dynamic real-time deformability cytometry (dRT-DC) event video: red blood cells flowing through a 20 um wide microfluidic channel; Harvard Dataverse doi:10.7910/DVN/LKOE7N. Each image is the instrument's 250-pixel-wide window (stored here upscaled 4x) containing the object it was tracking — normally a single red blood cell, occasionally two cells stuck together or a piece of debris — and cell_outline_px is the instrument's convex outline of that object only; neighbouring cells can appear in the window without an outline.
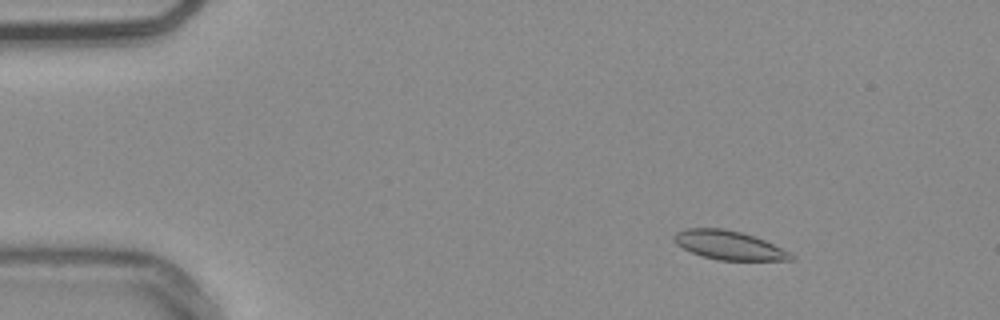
{"species": "common noctule bat (a hibernating species)", "species_latin": "Nyctalus noctula", "temperature_condition": "warm", "stored_images_in_passage": 55, "camera_frame_rate_fps": 3000, "um_per_image_px": 0.085, "animal": {"sex": "male", "body_mass_g": 20.4}, "frame": {"image": 1, "passage_image": 8, "time_ms": 2.333, "image_size_px": [1000, 320], "cell_outline_px": [[796, 260], [716, 260], [692, 252], [676, 244], [672, 240], [672, 236], [676, 232], [688, 228], [724, 228], [740, 232], [764, 240], [796, 256]], "centroid_in_image_um": [61.93, 20.84], "position_along_channel_um": 23.1, "area_um2": 19.48}}
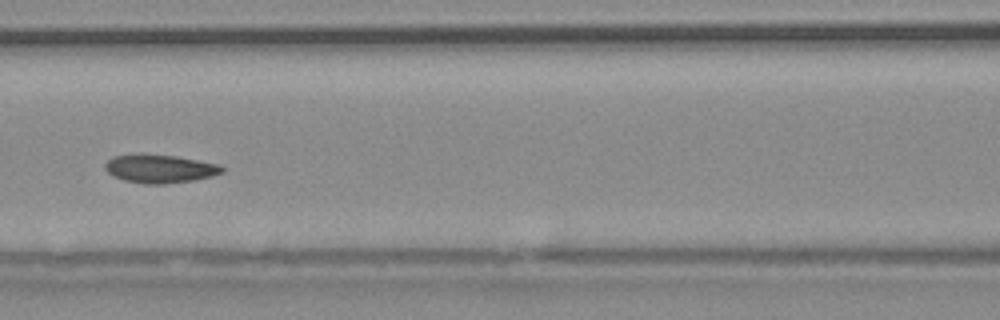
{"frame": {"image": 2, "passage_image": 25, "time_ms": 8.0, "image_size_px": [1000, 320], "cell_outline_px": [[224, 172], [212, 176], [196, 180], [164, 184], [144, 184], [124, 180], [112, 176], [104, 168], [104, 164], [112, 156], [140, 152], [176, 156], [220, 164], [224, 168]], "centroid_in_image_um": [13.56, 14.32], "position_along_channel_um": 153.0, "area_um2": 19.88}}
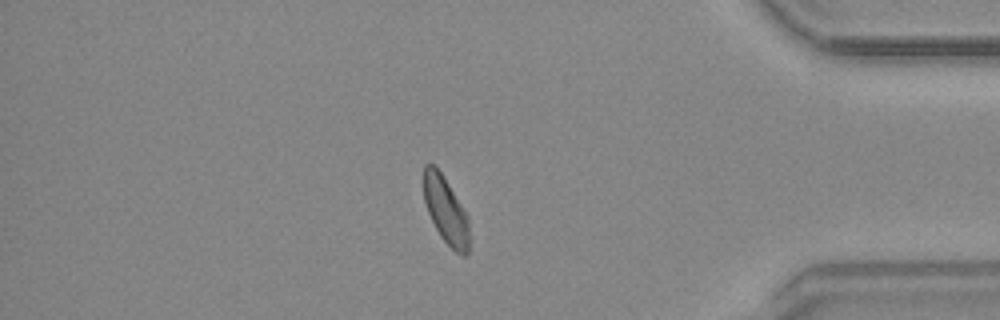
{"frame": {"image": 3, "passage_image": 47, "time_ms": 15.333, "image_size_px": [1000, 320], "cell_outline_px": [[468, 252], [464, 256], [460, 256], [440, 236], [428, 212], [424, 200], [424, 164], [436, 164], [468, 216]], "centroid_in_image_um": [37.88, 17.86], "position_along_channel_um": 397.3, "area_um2": 17.51}, "authors_computed_cell_mechanics": {"area_um2": 19.3052, "velocity_mm_per_s": 3.7575, "shape_relaxation_time_tau1_ms": 7.3528, "shape_relaxation_time_tau2_ms": 2.0591, "deformation_change_tau1": 0.1211, "deformation_change_tau2": 0.0632}}